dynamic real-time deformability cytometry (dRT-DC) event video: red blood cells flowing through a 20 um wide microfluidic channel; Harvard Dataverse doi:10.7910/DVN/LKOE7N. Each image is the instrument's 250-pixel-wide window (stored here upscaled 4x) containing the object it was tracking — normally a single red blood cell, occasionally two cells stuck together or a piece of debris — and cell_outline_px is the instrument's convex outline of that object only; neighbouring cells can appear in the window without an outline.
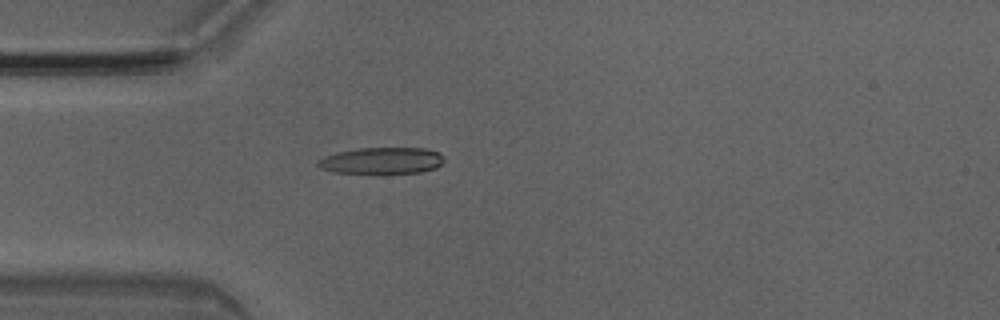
{"species": "Egyptian fruit bat (a non-hibernating species)", "species_latin": "Rousettus aegyptiacus", "temperature_condition": "room temperature", "stored_images_in_passage": 13, "camera_frame_rate_fps": 3000, "um_per_image_px": 0.085, "animal": {"sex": "male"}, "frame": {"image": 1, "passage_image": 2, "time_ms": 0.333, "image_size_px": [1000, 320], "cell_outline_px": [[444, 160], [436, 168], [420, 172], [380, 176], [372, 176], [332, 172], [320, 168], [316, 164], [316, 160], [324, 156], [336, 152], [356, 148], [424, 148], [440, 152], [444, 156]], "centroid_in_image_um": [32.4, 13.7], "position_along_channel_um": 52.6, "area_um2": 20.75}}